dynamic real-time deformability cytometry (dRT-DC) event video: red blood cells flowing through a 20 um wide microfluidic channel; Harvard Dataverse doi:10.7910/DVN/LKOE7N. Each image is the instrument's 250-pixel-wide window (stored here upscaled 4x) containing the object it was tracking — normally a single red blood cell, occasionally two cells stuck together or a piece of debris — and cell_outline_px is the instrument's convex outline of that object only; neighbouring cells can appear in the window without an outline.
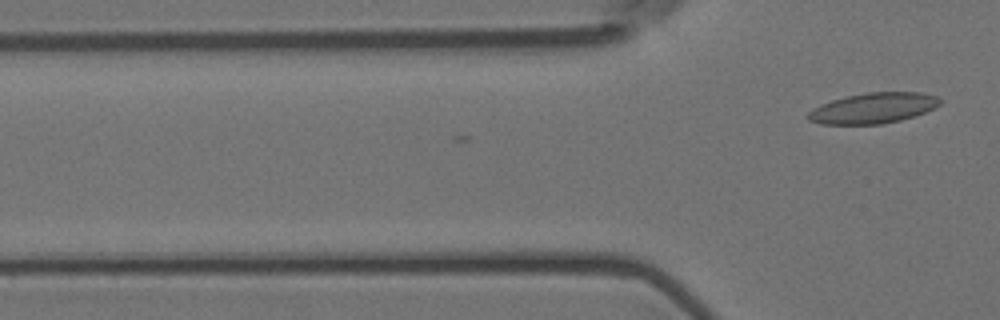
{"species": "Egyptian fruit bat (a non-hibernating species)", "species_latin": "Rousettus aegyptiacus", "temperature_condition": "room temperature", "stored_images_in_passage": 4, "camera_frame_rate_fps": 3000, "um_per_image_px": 0.085, "animal": {"sex": "female"}, "frame": {"image": 1, "passage_image": 4, "time_ms": 1.0, "image_size_px": [1000, 320], "cell_outline_px": [[940, 104], [936, 108], [916, 116], [900, 120], [880, 124], [820, 124], [808, 120], [808, 112], [812, 108], [820, 104], [832, 100], [848, 96], [868, 92], [920, 92], [936, 96], [940, 100]], "centroid_in_image_um": [74.23, 9.19], "position_along_channel_um": 51.6, "area_um2": 23.52}}